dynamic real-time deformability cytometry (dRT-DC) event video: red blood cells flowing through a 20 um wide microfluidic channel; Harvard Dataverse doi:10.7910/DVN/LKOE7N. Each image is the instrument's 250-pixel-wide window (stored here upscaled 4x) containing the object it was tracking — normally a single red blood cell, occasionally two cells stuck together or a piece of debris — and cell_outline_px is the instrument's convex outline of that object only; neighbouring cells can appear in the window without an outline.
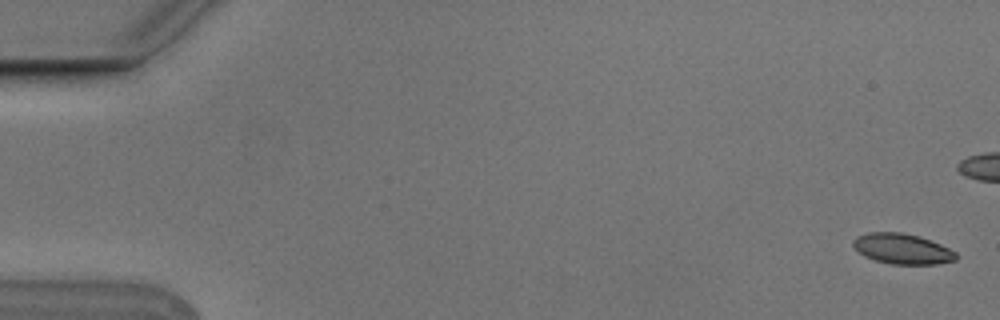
{"species": "Egyptian fruit bat (a non-hibernating species)", "species_latin": "Rousettus aegyptiacus", "temperature_condition": "cold", "stored_images_in_passage": 6, "camera_frame_rate_fps": 3000, "um_per_image_px": 0.085, "animal": {"sex": "male"}, "frame": {"image": 1, "passage_image": 1, "time_ms": 0.0, "image_size_px": [1000, 320], "cell_outline_px": [[956, 260], [936, 264], [892, 264], [876, 260], [864, 256], [852, 244], [852, 240], [856, 236], [868, 232], [904, 232], [920, 236], [940, 244], [956, 252]], "centroid_in_image_um": [76.68, 21.13], "position_along_channel_um": 8.3, "area_um2": 18.21}}